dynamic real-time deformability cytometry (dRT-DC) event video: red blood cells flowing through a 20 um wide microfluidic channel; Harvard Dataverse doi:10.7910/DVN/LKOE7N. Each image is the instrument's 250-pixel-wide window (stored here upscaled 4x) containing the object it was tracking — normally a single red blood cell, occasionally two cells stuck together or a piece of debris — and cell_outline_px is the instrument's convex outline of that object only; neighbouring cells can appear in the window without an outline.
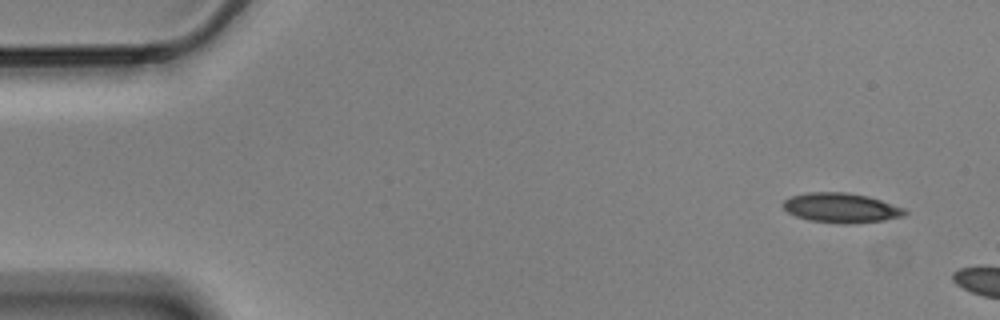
{"species": "Egyptian fruit bat (a non-hibernating species)", "species_latin": "Rousettus aegyptiacus", "temperature_condition": "cold", "stored_images_in_passage": 6, "camera_frame_rate_fps": 3000, "um_per_image_px": 0.085, "animal": {"sex": "male"}, "frame": {"image": 1, "passage_image": 1, "time_ms": 0.0, "image_size_px": [1000, 320], "cell_outline_px": [[908, 212], [904, 216], [884, 220], [844, 224], [808, 220], [796, 216], [788, 212], [780, 204], [784, 200], [792, 196], [808, 192], [848, 192], [868, 196], [904, 208]], "centroid_in_image_um": [71.48, 17.66], "position_along_channel_um": 13.5, "area_um2": 21.04}}